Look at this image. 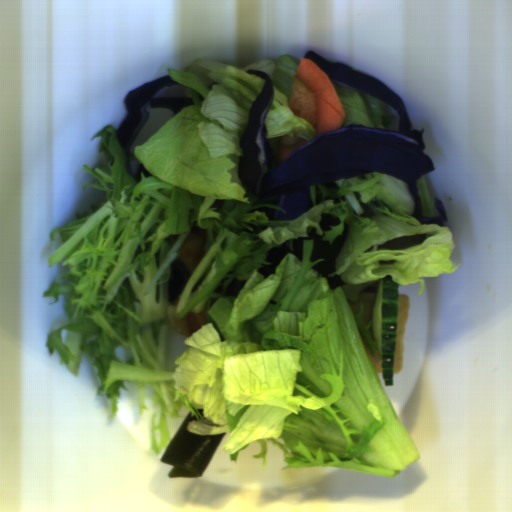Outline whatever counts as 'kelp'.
<instances>
[{"instance_id": "99668d17", "label": "kelp", "mask_w": 512, "mask_h": 512, "mask_svg": "<svg viewBox=\"0 0 512 512\" xmlns=\"http://www.w3.org/2000/svg\"><path fill=\"white\" fill-rule=\"evenodd\" d=\"M193 420L196 418L191 417L188 410L160 459L163 463L173 465L166 476L201 477L226 434L196 435L188 431V425Z\"/></svg>"}, {"instance_id": "cf089659", "label": "kelp", "mask_w": 512, "mask_h": 512, "mask_svg": "<svg viewBox=\"0 0 512 512\" xmlns=\"http://www.w3.org/2000/svg\"><path fill=\"white\" fill-rule=\"evenodd\" d=\"M347 233L348 225L344 222L343 231L330 243L328 239L323 240L324 236L319 234L314 227L306 233L307 237L296 238L286 242L281 247H273L268 250L266 262H269V264L260 266L257 272L263 274L265 279L268 278L270 274L276 273L280 262L289 254H293L302 263L304 241L312 240L310 262L319 259L324 261L310 268L317 270L321 275L325 276L332 291L338 286L347 285L339 274L328 276L336 270L335 261L344 246Z\"/></svg>"}, {"instance_id": "604fcf36", "label": "kelp", "mask_w": 512, "mask_h": 512, "mask_svg": "<svg viewBox=\"0 0 512 512\" xmlns=\"http://www.w3.org/2000/svg\"><path fill=\"white\" fill-rule=\"evenodd\" d=\"M191 275L192 274L189 273L176 254L170 263V275L167 290L168 304L174 308Z\"/></svg>"}, {"instance_id": "861f05c9", "label": "kelp", "mask_w": 512, "mask_h": 512, "mask_svg": "<svg viewBox=\"0 0 512 512\" xmlns=\"http://www.w3.org/2000/svg\"><path fill=\"white\" fill-rule=\"evenodd\" d=\"M427 236L426 234H414V235H404L397 238H393L389 241H386L379 246L377 249H407L417 245H420L425 242Z\"/></svg>"}, {"instance_id": "d102d525", "label": "kelp", "mask_w": 512, "mask_h": 512, "mask_svg": "<svg viewBox=\"0 0 512 512\" xmlns=\"http://www.w3.org/2000/svg\"><path fill=\"white\" fill-rule=\"evenodd\" d=\"M340 224V220L334 214L324 212L321 216L319 225L323 232L332 231V227H336Z\"/></svg>"}, {"instance_id": "69b00fe1", "label": "kelp", "mask_w": 512, "mask_h": 512, "mask_svg": "<svg viewBox=\"0 0 512 512\" xmlns=\"http://www.w3.org/2000/svg\"><path fill=\"white\" fill-rule=\"evenodd\" d=\"M248 280H239L236 277L226 287L224 297L238 296Z\"/></svg>"}]
</instances>
